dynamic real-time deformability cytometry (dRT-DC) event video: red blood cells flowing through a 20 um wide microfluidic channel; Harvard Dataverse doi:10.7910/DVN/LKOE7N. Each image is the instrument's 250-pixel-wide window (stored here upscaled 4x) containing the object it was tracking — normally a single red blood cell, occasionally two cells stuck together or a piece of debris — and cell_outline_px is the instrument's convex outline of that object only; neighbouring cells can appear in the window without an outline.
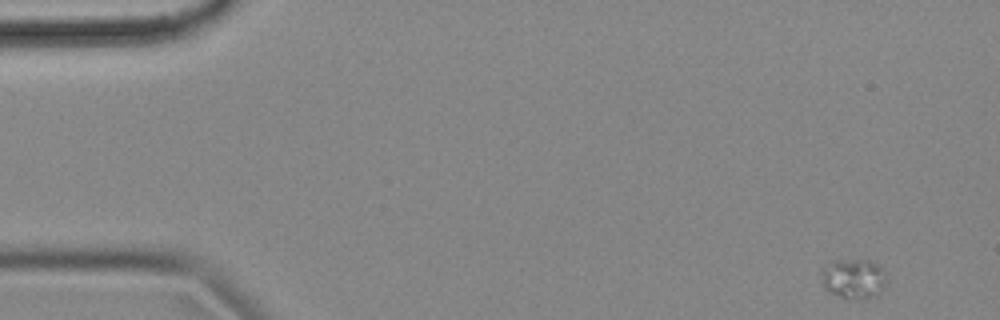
{"species": "common noctule bat (a hibernating species)", "species_latin": "Nyctalus noctula", "temperature_condition": "cold", "stored_images_in_passage": 55, "camera_frame_rate_fps": 3000, "um_per_image_px": 0.085, "animal": {"sex": "female", "body_mass_g": 18.4}, "frame": {"image": 1, "passage_image": 1, "time_ms": 0.0, "image_size_px": [1000, 320], "cell_outline_px": [[884, 288], [876, 296], [864, 300], [860, 300], [840, 296], [828, 292], [824, 288], [820, 272], [828, 260], [868, 260], [876, 264], [884, 272]], "centroid_in_image_um": [72.5, 23.69], "position_along_channel_um": 12.5, "area_um2": 15.26}}
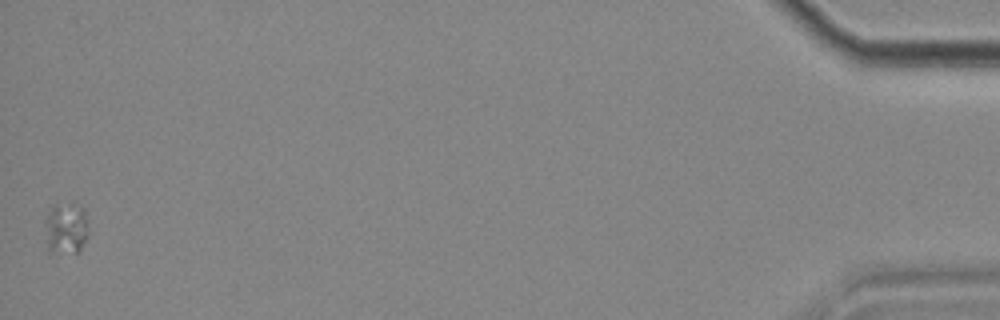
{"frame": {"image": 2, "passage_image": 55, "time_ms": 18.0, "image_size_px": [1000, 320], "cell_outline_px": [[92, 232], [80, 252], [48, 252], [44, 220], [48, 212], [56, 204], [72, 200], [84, 208]], "centroid_in_image_um": [5.69, 19.36], "position_along_channel_um": 429.5, "area_um2": 14.05}}